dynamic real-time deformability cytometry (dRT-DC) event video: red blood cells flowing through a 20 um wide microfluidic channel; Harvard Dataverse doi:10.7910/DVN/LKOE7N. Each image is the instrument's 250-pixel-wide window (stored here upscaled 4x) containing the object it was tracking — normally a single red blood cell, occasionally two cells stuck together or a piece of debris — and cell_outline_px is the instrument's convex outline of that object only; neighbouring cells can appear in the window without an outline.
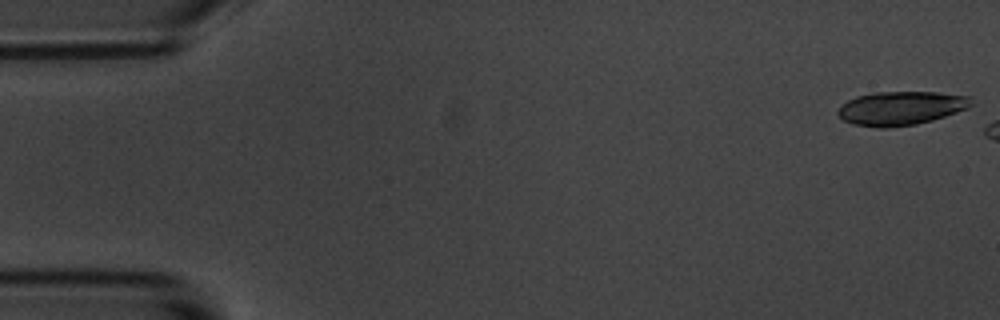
{"species": "common noctule bat (a hibernating species)", "species_latin": "Nyctalus noctula", "temperature_condition": "room temperature", "stored_images_in_passage": 3, "camera_frame_rate_fps": 3000, "um_per_image_px": 0.085, "animal": {"sex": "male", "body_mass_g": 20.1, "forearm_length_mm": 53.5}, "frame": {"image": 1, "passage_image": 1, "time_ms": 0.0, "image_size_px": [1000, 320], "cell_outline_px": [[976, 104], [968, 108], [932, 120], [916, 124], [892, 128], [876, 128], [852, 124], [844, 120], [836, 112], [840, 104], [856, 96], [872, 92], [936, 92], [972, 96]], "centroid_in_image_um": [76.59, 9.19], "position_along_channel_um": 8.4, "area_um2": 26.7}}